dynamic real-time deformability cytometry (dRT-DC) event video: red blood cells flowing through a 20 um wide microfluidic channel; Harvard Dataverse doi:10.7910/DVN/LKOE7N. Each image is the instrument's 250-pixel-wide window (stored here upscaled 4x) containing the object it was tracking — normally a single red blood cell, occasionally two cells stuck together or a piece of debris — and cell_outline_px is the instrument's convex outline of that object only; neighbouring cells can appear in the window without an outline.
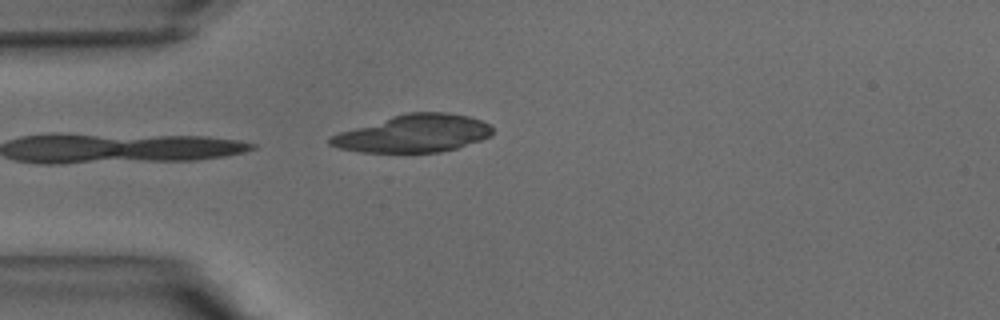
{"species": "common noctule bat (a hibernating species)", "species_latin": "Nyctalus noctula", "temperature_condition": "warm", "stored_images_in_passage": 6, "camera_frame_rate_fps": 3000, "um_per_image_px": 0.085, "animal": {"sex": "male", "body_mass_g": 15.6}, "frame": {"image": 1, "passage_image": 6, "time_ms": 1.667, "image_size_px": [1000, 320], "cell_outline_px": [[492, 136], [456, 148], [440, 152], [360, 152], [340, 148], [328, 144], [328, 136], [340, 132], [392, 116], [408, 112], [448, 112], [468, 116], [480, 120], [488, 124], [492, 128]], "centroid_in_image_um": [35.14, 11.35], "position_along_channel_um": 49.9, "area_um2": 35.32}}